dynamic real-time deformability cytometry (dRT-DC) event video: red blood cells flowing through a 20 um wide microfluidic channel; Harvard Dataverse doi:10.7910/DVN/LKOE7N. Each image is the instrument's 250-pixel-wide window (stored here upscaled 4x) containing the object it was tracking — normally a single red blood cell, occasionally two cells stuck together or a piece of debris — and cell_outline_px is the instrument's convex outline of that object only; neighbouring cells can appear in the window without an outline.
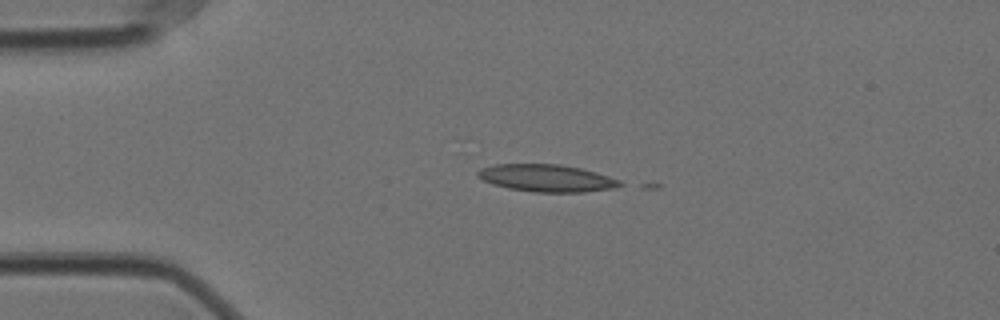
{"species": "Egyptian fruit bat (a non-hibernating species)", "species_latin": "Rousettus aegyptiacus", "temperature_condition": "cold", "stored_images_in_passage": 4, "camera_frame_rate_fps": 3000, "um_per_image_px": 0.085, "animal": {"sex": "female"}, "frame": {"image": 1, "passage_image": 1, "time_ms": 0.0, "image_size_px": [1000, 320], "cell_outline_px": [[624, 184], [612, 188], [584, 192], [536, 192], [508, 188], [492, 184], [476, 176], [476, 172], [480, 168], [496, 164], [560, 164], [580, 168], [596, 172], [620, 180]], "centroid_in_image_um": [46.44, 15.13], "position_along_channel_um": 38.6, "area_um2": 22.54}}